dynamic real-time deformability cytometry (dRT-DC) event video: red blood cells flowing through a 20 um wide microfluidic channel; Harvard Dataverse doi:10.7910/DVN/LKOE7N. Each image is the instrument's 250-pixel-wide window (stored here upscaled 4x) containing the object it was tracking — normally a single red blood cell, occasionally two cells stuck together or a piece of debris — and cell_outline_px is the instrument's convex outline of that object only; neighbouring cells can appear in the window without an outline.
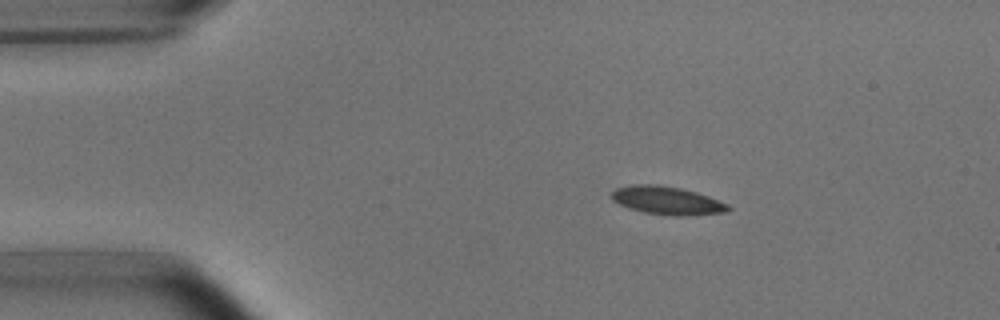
{"species": "common noctule bat (a hibernating species)", "species_latin": "Nyctalus noctula", "temperature_condition": "room temperature", "stored_images_in_passage": 7, "camera_frame_rate_fps": 3000, "um_per_image_px": 0.085, "animal": {"sex": "male", "body_mass_g": 15.6}, "frame": {"image": 1, "passage_image": 2, "time_ms": 1.333, "image_size_px": [1000, 320], "cell_outline_px": [[732, 208], [728, 212], [688, 216], [672, 216], [644, 212], [628, 208], [612, 200], [612, 192], [616, 188], [632, 184], [660, 184], [680, 188], [696, 192], [708, 196], [728, 204]], "centroid_in_image_um": [56.72, 17.05], "position_along_channel_um": 28.3, "area_um2": 19.31}}
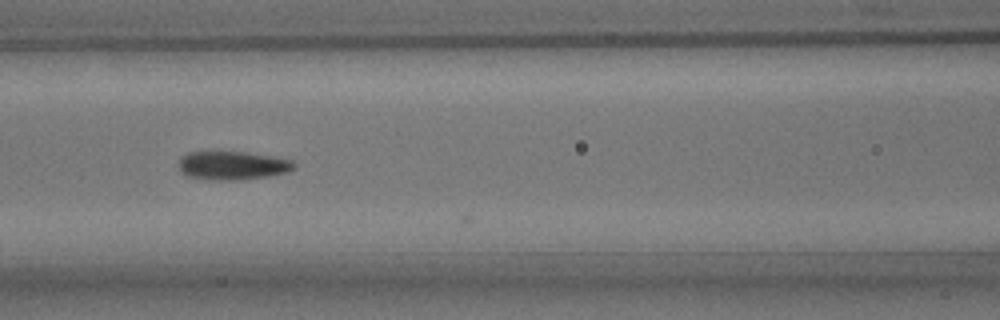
{"frame": {"image": 2, "passage_image": 6, "time_ms": 6.0, "image_size_px": [1000, 320], "cell_outline_px": [[296, 168], [288, 172], [268, 176], [240, 180], [212, 180], [184, 176], [180, 172], [176, 164], [188, 152], [244, 152], [292, 160], [296, 164]], "centroid_in_image_um": [19.73, 14.08], "position_along_channel_um": 146.9, "area_um2": 19.31}}
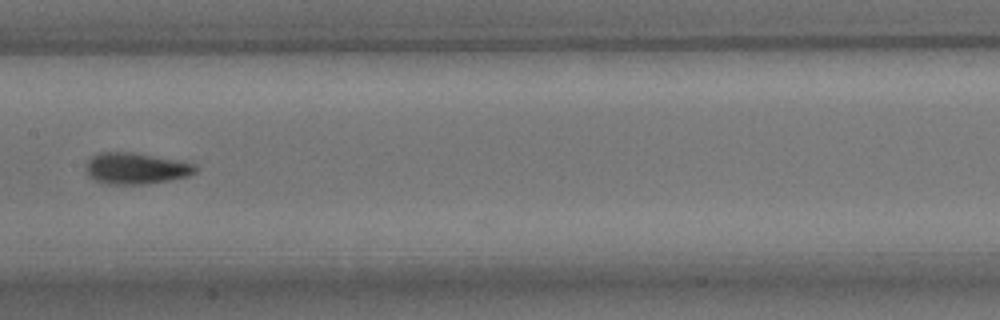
{"frame": {"image": 3, "passage_image": 7, "time_ms": 7.333, "image_size_px": [1000, 320], "cell_outline_px": [[196, 172], [188, 176], [148, 184], [108, 184], [96, 180], [88, 176], [88, 160], [92, 156], [100, 152], [128, 152], [176, 160], [196, 164]], "centroid_in_image_um": [11.56, 14.32], "position_along_channel_um": 195.8, "area_um2": 19.59}}